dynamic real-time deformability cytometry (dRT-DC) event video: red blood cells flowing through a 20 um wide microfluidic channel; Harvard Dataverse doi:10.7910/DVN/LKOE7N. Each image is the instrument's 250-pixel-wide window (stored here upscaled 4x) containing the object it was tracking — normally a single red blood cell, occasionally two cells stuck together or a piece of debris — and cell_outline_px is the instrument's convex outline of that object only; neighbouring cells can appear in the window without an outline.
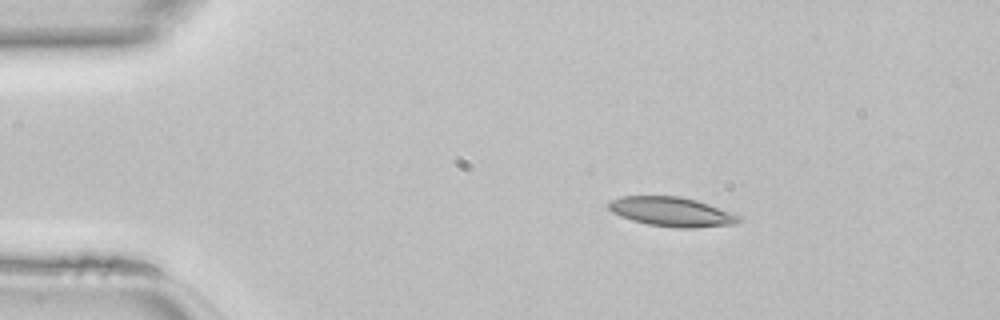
{"species": "common noctule bat (a hibernating species)", "species_latin": "Nyctalus noctula", "temperature_condition": "room temperature", "stored_images_in_passage": 39, "camera_frame_rate_fps": 3000, "um_per_image_px": 0.085, "animal": {"sex": "female", "body_mass_g": 22.7, "forearm_length_mm": 54.2}, "frame": {"image": 1, "passage_image": 1, "time_ms": 0.0, "image_size_px": [1000, 320], "cell_outline_px": [[740, 220], [736, 224], [692, 228], [680, 228], [648, 224], [632, 220], [620, 216], [612, 212], [608, 208], [608, 204], [612, 200], [620, 196], [680, 196], [696, 200], [708, 204], [740, 216]], "centroid_in_image_um": [57.07, 18.0], "position_along_channel_um": 27.9, "area_um2": 22.08}}
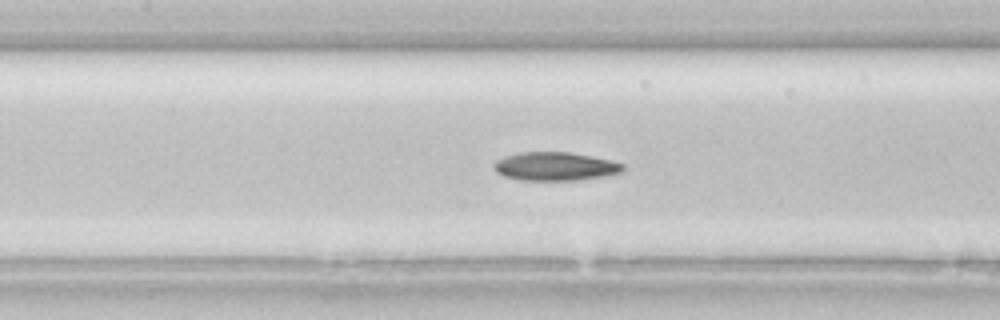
{"frame": {"image": 2, "passage_image": 14, "time_ms": 4.333, "image_size_px": [1000, 320], "cell_outline_px": [[624, 172], [604, 176], [576, 180], [520, 180], [504, 176], [496, 172], [492, 164], [496, 160], [504, 156], [520, 152], [568, 152], [592, 156], [612, 160], [624, 164]], "centroid_in_image_um": [47.19, 14.14], "position_along_channel_um": 160.2, "area_um2": 21.56}}
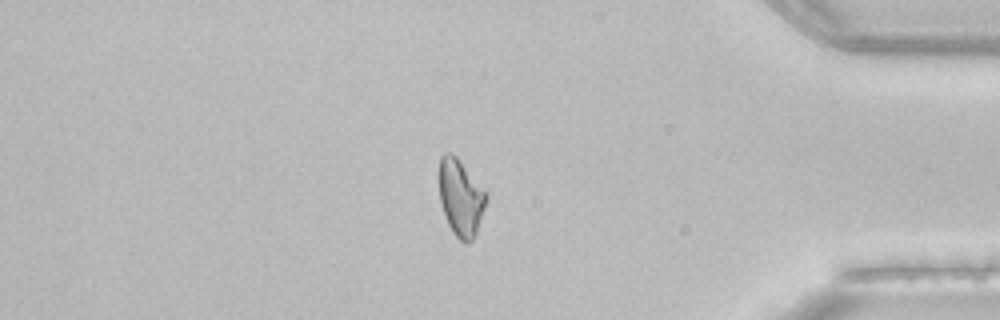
{"frame": {"image": 3, "passage_image": 32, "time_ms": 10.333, "image_size_px": [1000, 320], "cell_outline_px": [[488, 196], [476, 236], [468, 244], [464, 244], [452, 232], [444, 216], [440, 204], [436, 172], [440, 156], [444, 152], [452, 152], [456, 156], [488, 192]], "centroid_in_image_um": [39.12, 16.77], "position_along_channel_um": 396.1, "area_um2": 22.08}}